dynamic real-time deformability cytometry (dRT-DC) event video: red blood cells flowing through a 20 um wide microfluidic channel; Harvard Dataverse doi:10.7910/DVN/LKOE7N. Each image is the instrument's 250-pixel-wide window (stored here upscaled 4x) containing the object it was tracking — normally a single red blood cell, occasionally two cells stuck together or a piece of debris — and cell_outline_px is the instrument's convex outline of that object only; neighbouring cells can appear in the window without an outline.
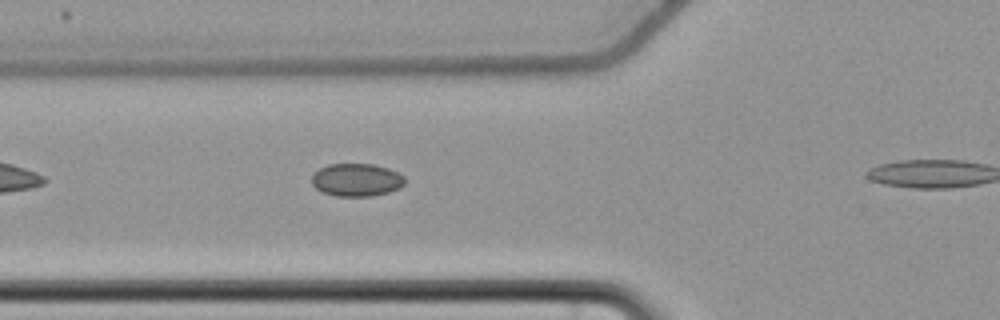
{"species": "common noctule bat (a hibernating species)", "species_latin": "Nyctalus noctula", "temperature_condition": "cold", "stored_images_in_passage": 40, "camera_frame_rate_fps": 3000, "um_per_image_px": 0.085, "animal": {"sex": "female", "body_mass_g": 22.7, "forearm_length_mm": 54.2}, "frame": {"image": 1, "passage_image": 12, "time_ms": 3.667, "image_size_px": [1000, 320], "cell_outline_px": [[404, 184], [400, 188], [388, 192], [368, 196], [336, 196], [320, 192], [312, 184], [312, 176], [320, 168], [328, 164], [372, 164], [388, 168], [404, 176]], "centroid_in_image_um": [30.29, 15.29], "position_along_channel_um": 95.5, "area_um2": 17.74}}
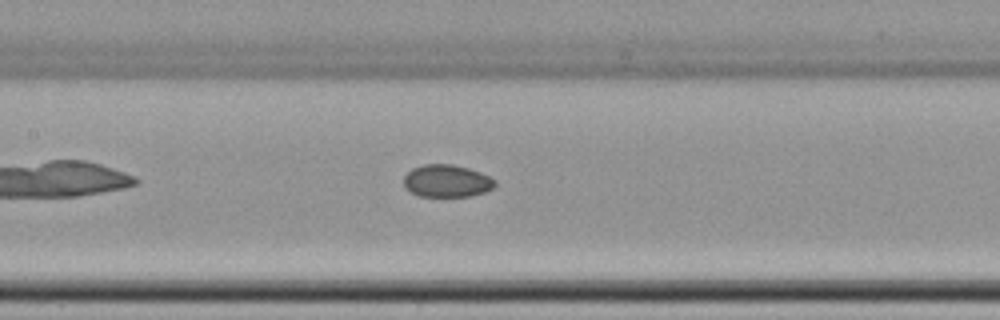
{"frame": {"image": 2, "passage_image": 18, "time_ms": 5.667, "image_size_px": [1000, 320], "cell_outline_px": [[496, 184], [492, 188], [484, 192], [472, 196], [420, 196], [404, 188], [404, 176], [412, 168], [424, 164], [452, 164], [468, 168], [480, 172], [496, 180]], "centroid_in_image_um": [37.97, 15.38], "position_along_channel_um": 169.4, "area_um2": 17.22}}
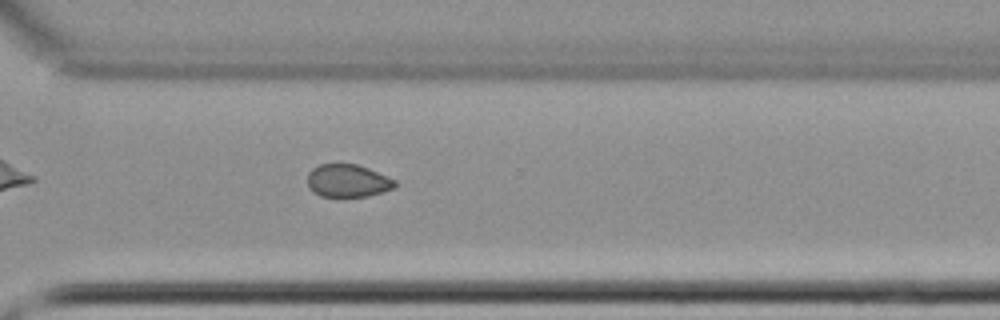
{"frame": {"image": 3, "passage_image": 32, "time_ms": 10.333, "image_size_px": [1000, 320], "cell_outline_px": [[396, 184], [392, 188], [368, 196], [320, 196], [312, 192], [308, 188], [308, 172], [312, 168], [320, 164], [356, 164], [368, 168], [396, 180]], "centroid_in_image_um": [29.51, 15.36], "position_along_channel_um": 341.1, "area_um2": 16.59}}